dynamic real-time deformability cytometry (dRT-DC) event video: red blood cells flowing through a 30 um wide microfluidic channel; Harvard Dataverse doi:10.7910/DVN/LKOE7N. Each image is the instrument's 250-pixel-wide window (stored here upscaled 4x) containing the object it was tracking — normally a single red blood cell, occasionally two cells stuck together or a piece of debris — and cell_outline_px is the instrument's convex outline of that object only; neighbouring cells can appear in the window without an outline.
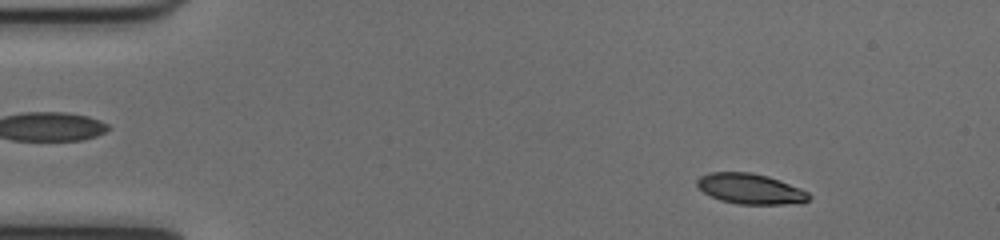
{"species": "common noctule bat (a hibernating species)", "species_latin": "Nyctalus noctula", "temperature_condition": "cold", "stored_images_in_passage": 53, "camera_frame_rate_fps": 3000, "um_per_image_px": 0.085, "animal": {"sex": "female", "body_mass_g": 17.0, "forearm_length_mm": 48.0}, "frame": {"image": 1, "passage_image": 7, "time_ms": 2.0, "image_size_px": [1000, 240], "cell_outline_px": [[812, 196], [808, 200], [800, 204], [736, 204], [720, 200], [704, 192], [696, 184], [696, 180], [700, 176], [708, 172], [752, 172], [768, 176], [780, 180], [800, 188], [808, 192]], "centroid_in_image_um": [63.8, 16.05], "position_along_channel_um": 21.2, "area_um2": 20.0}}
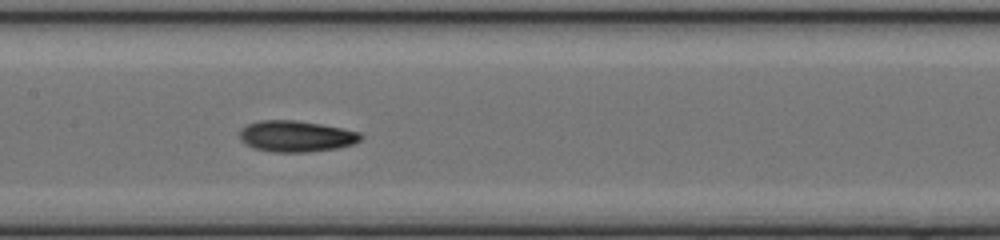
{"frame": {"image": 2, "passage_image": 26, "time_ms": 8.333, "image_size_px": [1000, 240], "cell_outline_px": [[364, 136], [360, 140], [352, 144], [336, 148], [308, 152], [272, 152], [252, 148], [244, 144], [240, 140], [240, 128], [248, 124], [260, 120], [296, 120], [320, 124], [360, 132]], "centroid_in_image_um": [25.13, 11.58], "position_along_channel_um": 182.3, "area_um2": 22.08}}
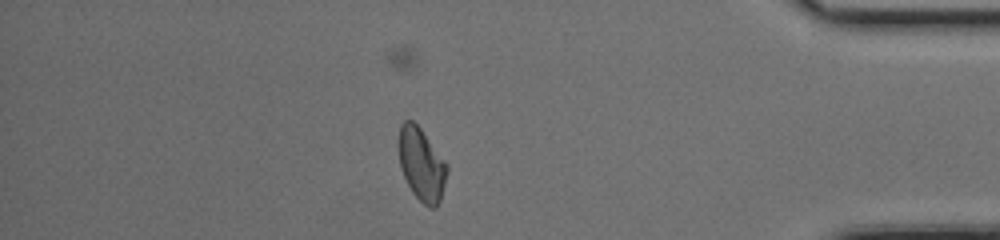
{"frame": {"image": 3, "passage_image": 45, "time_ms": 14.667, "image_size_px": [1000, 240], "cell_outline_px": [[448, 172], [440, 200], [436, 208], [428, 208], [412, 192], [400, 168], [400, 124], [404, 120], [412, 120], [420, 128], [448, 164]], "centroid_in_image_um": [35.86, 13.99], "position_along_channel_um": 399.3, "area_um2": 20.23}, "authors_computed_cell_mechanics": {"area_um2": 20.519, "velocity_mm_per_s": 4.0137, "shape_relaxation_time_tau1_ms": 2.7375, "shape_relaxation_time_tau2_ms": 2.2507, "deformation_change_tau1": 0.1435, "deformation_change_tau2": 0.0874}}